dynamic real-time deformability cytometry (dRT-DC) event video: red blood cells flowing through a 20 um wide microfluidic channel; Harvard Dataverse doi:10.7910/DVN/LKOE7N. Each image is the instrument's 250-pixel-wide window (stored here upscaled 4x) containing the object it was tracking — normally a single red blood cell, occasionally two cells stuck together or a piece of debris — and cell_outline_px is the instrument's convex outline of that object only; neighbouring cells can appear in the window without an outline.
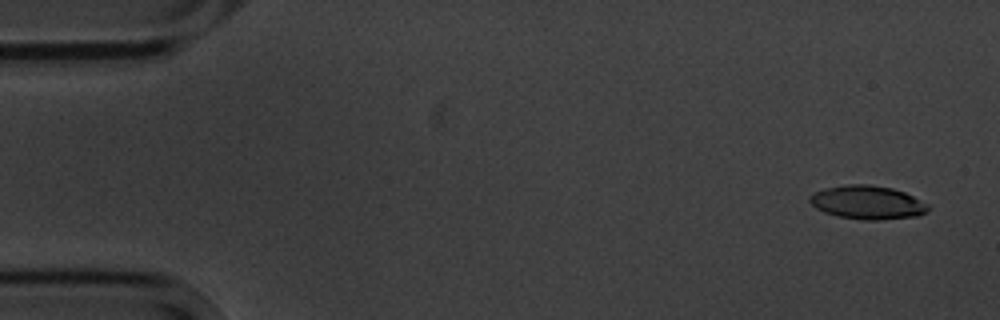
{"species": "common noctule bat (a hibernating species)", "species_latin": "Nyctalus noctula", "temperature_condition": "cold", "stored_images_in_passage": 5, "camera_frame_rate_fps": 3000, "um_per_image_px": 0.085, "animal": {"sex": "male", "body_mass_g": 20.1, "forearm_length_mm": 53.5}, "frame": {"image": 1, "passage_image": 1, "time_ms": 0.0, "image_size_px": [1000, 320], "cell_outline_px": [[928, 212], [916, 216], [880, 220], [864, 220], [840, 216], [824, 212], [816, 208], [808, 200], [816, 192], [824, 188], [848, 184], [868, 184], [892, 188], [904, 192], [928, 204]], "centroid_in_image_um": [73.75, 17.2], "position_along_channel_um": 11.3, "area_um2": 22.95}}